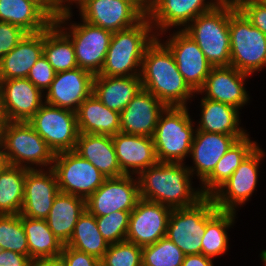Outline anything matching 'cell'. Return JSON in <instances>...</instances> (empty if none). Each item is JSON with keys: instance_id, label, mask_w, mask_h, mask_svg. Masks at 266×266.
Wrapping results in <instances>:
<instances>
[{"instance_id": "obj_1", "label": "cell", "mask_w": 266, "mask_h": 266, "mask_svg": "<svg viewBox=\"0 0 266 266\" xmlns=\"http://www.w3.org/2000/svg\"><path fill=\"white\" fill-rule=\"evenodd\" d=\"M161 42L156 36L145 49L140 73L142 88L167 107H187L195 92L178 71L170 49Z\"/></svg>"}, {"instance_id": "obj_2", "label": "cell", "mask_w": 266, "mask_h": 266, "mask_svg": "<svg viewBox=\"0 0 266 266\" xmlns=\"http://www.w3.org/2000/svg\"><path fill=\"white\" fill-rule=\"evenodd\" d=\"M192 177L184 163L158 162L137 176L140 197L171 209L193 206L204 196L193 188Z\"/></svg>"}, {"instance_id": "obj_3", "label": "cell", "mask_w": 266, "mask_h": 266, "mask_svg": "<svg viewBox=\"0 0 266 266\" xmlns=\"http://www.w3.org/2000/svg\"><path fill=\"white\" fill-rule=\"evenodd\" d=\"M155 37L148 17H144L133 27L113 33L99 75H140L145 49Z\"/></svg>"}, {"instance_id": "obj_4", "label": "cell", "mask_w": 266, "mask_h": 266, "mask_svg": "<svg viewBox=\"0 0 266 266\" xmlns=\"http://www.w3.org/2000/svg\"><path fill=\"white\" fill-rule=\"evenodd\" d=\"M0 143L8 165L27 169L52 168L55 153L28 122L3 121Z\"/></svg>"}, {"instance_id": "obj_5", "label": "cell", "mask_w": 266, "mask_h": 266, "mask_svg": "<svg viewBox=\"0 0 266 266\" xmlns=\"http://www.w3.org/2000/svg\"><path fill=\"white\" fill-rule=\"evenodd\" d=\"M70 8L61 9L54 18V23L71 39L78 67L91 74L99 75L103 68L107 51L112 38V32L87 23H72ZM69 23V25H68ZM68 27H65V26ZM68 30V31H67Z\"/></svg>"}, {"instance_id": "obj_6", "label": "cell", "mask_w": 266, "mask_h": 266, "mask_svg": "<svg viewBox=\"0 0 266 266\" xmlns=\"http://www.w3.org/2000/svg\"><path fill=\"white\" fill-rule=\"evenodd\" d=\"M187 107H166L153 135L158 162L184 163L190 156L195 134Z\"/></svg>"}, {"instance_id": "obj_7", "label": "cell", "mask_w": 266, "mask_h": 266, "mask_svg": "<svg viewBox=\"0 0 266 266\" xmlns=\"http://www.w3.org/2000/svg\"><path fill=\"white\" fill-rule=\"evenodd\" d=\"M230 66L252 75L266 66V35L229 8Z\"/></svg>"}, {"instance_id": "obj_8", "label": "cell", "mask_w": 266, "mask_h": 266, "mask_svg": "<svg viewBox=\"0 0 266 266\" xmlns=\"http://www.w3.org/2000/svg\"><path fill=\"white\" fill-rule=\"evenodd\" d=\"M183 31L198 44L213 67L230 66L229 8L215 6L197 16Z\"/></svg>"}, {"instance_id": "obj_9", "label": "cell", "mask_w": 266, "mask_h": 266, "mask_svg": "<svg viewBox=\"0 0 266 266\" xmlns=\"http://www.w3.org/2000/svg\"><path fill=\"white\" fill-rule=\"evenodd\" d=\"M218 210L213 199L208 196L193 206L172 209L166 237L185 255L201 254L206 223Z\"/></svg>"}, {"instance_id": "obj_10", "label": "cell", "mask_w": 266, "mask_h": 266, "mask_svg": "<svg viewBox=\"0 0 266 266\" xmlns=\"http://www.w3.org/2000/svg\"><path fill=\"white\" fill-rule=\"evenodd\" d=\"M52 169L56 175L60 192L79 196L85 200L107 178L91 162L83 159L75 151L56 153Z\"/></svg>"}, {"instance_id": "obj_11", "label": "cell", "mask_w": 266, "mask_h": 266, "mask_svg": "<svg viewBox=\"0 0 266 266\" xmlns=\"http://www.w3.org/2000/svg\"><path fill=\"white\" fill-rule=\"evenodd\" d=\"M28 123L55 154L75 150L79 136L76 112L44 103Z\"/></svg>"}, {"instance_id": "obj_12", "label": "cell", "mask_w": 266, "mask_h": 266, "mask_svg": "<svg viewBox=\"0 0 266 266\" xmlns=\"http://www.w3.org/2000/svg\"><path fill=\"white\" fill-rule=\"evenodd\" d=\"M263 157H265L264 150L257 146L230 178L210 196L220 211L236 212L238 205L242 206L250 199L256 190L259 164Z\"/></svg>"}, {"instance_id": "obj_13", "label": "cell", "mask_w": 266, "mask_h": 266, "mask_svg": "<svg viewBox=\"0 0 266 266\" xmlns=\"http://www.w3.org/2000/svg\"><path fill=\"white\" fill-rule=\"evenodd\" d=\"M140 199L137 176L110 177L86 199V209L100 217L116 211H132Z\"/></svg>"}, {"instance_id": "obj_14", "label": "cell", "mask_w": 266, "mask_h": 266, "mask_svg": "<svg viewBox=\"0 0 266 266\" xmlns=\"http://www.w3.org/2000/svg\"><path fill=\"white\" fill-rule=\"evenodd\" d=\"M28 78L0 80L3 121L28 122L45 103V95Z\"/></svg>"}, {"instance_id": "obj_15", "label": "cell", "mask_w": 266, "mask_h": 266, "mask_svg": "<svg viewBox=\"0 0 266 266\" xmlns=\"http://www.w3.org/2000/svg\"><path fill=\"white\" fill-rule=\"evenodd\" d=\"M80 18L112 33L138 24L144 16L125 0H75Z\"/></svg>"}, {"instance_id": "obj_16", "label": "cell", "mask_w": 266, "mask_h": 266, "mask_svg": "<svg viewBox=\"0 0 266 266\" xmlns=\"http://www.w3.org/2000/svg\"><path fill=\"white\" fill-rule=\"evenodd\" d=\"M174 56L178 71L196 93L204 85L213 65L206 59L198 44L181 28L163 42Z\"/></svg>"}, {"instance_id": "obj_17", "label": "cell", "mask_w": 266, "mask_h": 266, "mask_svg": "<svg viewBox=\"0 0 266 266\" xmlns=\"http://www.w3.org/2000/svg\"><path fill=\"white\" fill-rule=\"evenodd\" d=\"M171 211L168 206L140 199L130 212L126 240L143 247L165 237Z\"/></svg>"}, {"instance_id": "obj_18", "label": "cell", "mask_w": 266, "mask_h": 266, "mask_svg": "<svg viewBox=\"0 0 266 266\" xmlns=\"http://www.w3.org/2000/svg\"><path fill=\"white\" fill-rule=\"evenodd\" d=\"M93 80V74L79 67L57 72L50 88L44 93V102L76 112L93 93Z\"/></svg>"}, {"instance_id": "obj_19", "label": "cell", "mask_w": 266, "mask_h": 266, "mask_svg": "<svg viewBox=\"0 0 266 266\" xmlns=\"http://www.w3.org/2000/svg\"><path fill=\"white\" fill-rule=\"evenodd\" d=\"M215 7L213 0H153L148 19L157 37L176 26L182 30L197 16ZM180 26V27H179ZM159 30V31H158Z\"/></svg>"}, {"instance_id": "obj_20", "label": "cell", "mask_w": 266, "mask_h": 266, "mask_svg": "<svg viewBox=\"0 0 266 266\" xmlns=\"http://www.w3.org/2000/svg\"><path fill=\"white\" fill-rule=\"evenodd\" d=\"M59 192L57 178L52 168L28 169L20 215L33 219H46Z\"/></svg>"}, {"instance_id": "obj_21", "label": "cell", "mask_w": 266, "mask_h": 266, "mask_svg": "<svg viewBox=\"0 0 266 266\" xmlns=\"http://www.w3.org/2000/svg\"><path fill=\"white\" fill-rule=\"evenodd\" d=\"M247 77L250 75L232 66L213 67L203 87L195 94H204L203 98L229 104L240 110L250 100L244 86Z\"/></svg>"}, {"instance_id": "obj_22", "label": "cell", "mask_w": 266, "mask_h": 266, "mask_svg": "<svg viewBox=\"0 0 266 266\" xmlns=\"http://www.w3.org/2000/svg\"><path fill=\"white\" fill-rule=\"evenodd\" d=\"M167 106L141 88L120 113V131L153 137L161 113Z\"/></svg>"}, {"instance_id": "obj_23", "label": "cell", "mask_w": 266, "mask_h": 266, "mask_svg": "<svg viewBox=\"0 0 266 266\" xmlns=\"http://www.w3.org/2000/svg\"><path fill=\"white\" fill-rule=\"evenodd\" d=\"M245 136L195 131L190 153L195 166H188L191 175L196 174L202 183L229 148Z\"/></svg>"}, {"instance_id": "obj_24", "label": "cell", "mask_w": 266, "mask_h": 266, "mask_svg": "<svg viewBox=\"0 0 266 266\" xmlns=\"http://www.w3.org/2000/svg\"><path fill=\"white\" fill-rule=\"evenodd\" d=\"M115 153L124 175H139L158 163L153 137L118 132L112 136Z\"/></svg>"}, {"instance_id": "obj_25", "label": "cell", "mask_w": 266, "mask_h": 266, "mask_svg": "<svg viewBox=\"0 0 266 266\" xmlns=\"http://www.w3.org/2000/svg\"><path fill=\"white\" fill-rule=\"evenodd\" d=\"M55 14L41 0H0V21L21 27L27 33L46 30Z\"/></svg>"}, {"instance_id": "obj_26", "label": "cell", "mask_w": 266, "mask_h": 266, "mask_svg": "<svg viewBox=\"0 0 266 266\" xmlns=\"http://www.w3.org/2000/svg\"><path fill=\"white\" fill-rule=\"evenodd\" d=\"M74 151L91 162L107 178L124 175L110 135L79 133Z\"/></svg>"}, {"instance_id": "obj_27", "label": "cell", "mask_w": 266, "mask_h": 266, "mask_svg": "<svg viewBox=\"0 0 266 266\" xmlns=\"http://www.w3.org/2000/svg\"><path fill=\"white\" fill-rule=\"evenodd\" d=\"M43 54V31L27 33L0 61V80L27 78L30 68Z\"/></svg>"}, {"instance_id": "obj_28", "label": "cell", "mask_w": 266, "mask_h": 266, "mask_svg": "<svg viewBox=\"0 0 266 266\" xmlns=\"http://www.w3.org/2000/svg\"><path fill=\"white\" fill-rule=\"evenodd\" d=\"M141 88L140 75H95L93 80V93L106 107L118 113H121Z\"/></svg>"}, {"instance_id": "obj_29", "label": "cell", "mask_w": 266, "mask_h": 266, "mask_svg": "<svg viewBox=\"0 0 266 266\" xmlns=\"http://www.w3.org/2000/svg\"><path fill=\"white\" fill-rule=\"evenodd\" d=\"M79 133L113 136L120 132V113L106 107L92 93L76 111Z\"/></svg>"}, {"instance_id": "obj_30", "label": "cell", "mask_w": 266, "mask_h": 266, "mask_svg": "<svg viewBox=\"0 0 266 266\" xmlns=\"http://www.w3.org/2000/svg\"><path fill=\"white\" fill-rule=\"evenodd\" d=\"M86 210V200L72 194L59 192L46 218L48 227L66 245L71 238L78 218Z\"/></svg>"}, {"instance_id": "obj_31", "label": "cell", "mask_w": 266, "mask_h": 266, "mask_svg": "<svg viewBox=\"0 0 266 266\" xmlns=\"http://www.w3.org/2000/svg\"><path fill=\"white\" fill-rule=\"evenodd\" d=\"M201 117L196 131L227 135H248L239 121V109L229 104L201 98Z\"/></svg>"}, {"instance_id": "obj_32", "label": "cell", "mask_w": 266, "mask_h": 266, "mask_svg": "<svg viewBox=\"0 0 266 266\" xmlns=\"http://www.w3.org/2000/svg\"><path fill=\"white\" fill-rule=\"evenodd\" d=\"M257 146V142L252 141L249 134L237 140L218 161L213 172L200 184L202 195L210 197Z\"/></svg>"}, {"instance_id": "obj_33", "label": "cell", "mask_w": 266, "mask_h": 266, "mask_svg": "<svg viewBox=\"0 0 266 266\" xmlns=\"http://www.w3.org/2000/svg\"><path fill=\"white\" fill-rule=\"evenodd\" d=\"M22 224L27 237L28 256L31 259L55 258L61 255L64 244L50 230L46 219L22 216Z\"/></svg>"}, {"instance_id": "obj_34", "label": "cell", "mask_w": 266, "mask_h": 266, "mask_svg": "<svg viewBox=\"0 0 266 266\" xmlns=\"http://www.w3.org/2000/svg\"><path fill=\"white\" fill-rule=\"evenodd\" d=\"M43 55L56 73L78 67L71 39L54 22L43 31Z\"/></svg>"}, {"instance_id": "obj_35", "label": "cell", "mask_w": 266, "mask_h": 266, "mask_svg": "<svg viewBox=\"0 0 266 266\" xmlns=\"http://www.w3.org/2000/svg\"><path fill=\"white\" fill-rule=\"evenodd\" d=\"M66 246L83 251L101 260L108 250L109 244L101 235L95 216L86 209L78 218L73 234Z\"/></svg>"}, {"instance_id": "obj_36", "label": "cell", "mask_w": 266, "mask_h": 266, "mask_svg": "<svg viewBox=\"0 0 266 266\" xmlns=\"http://www.w3.org/2000/svg\"><path fill=\"white\" fill-rule=\"evenodd\" d=\"M27 168L7 165L0 173V214H20Z\"/></svg>"}, {"instance_id": "obj_37", "label": "cell", "mask_w": 266, "mask_h": 266, "mask_svg": "<svg viewBox=\"0 0 266 266\" xmlns=\"http://www.w3.org/2000/svg\"><path fill=\"white\" fill-rule=\"evenodd\" d=\"M236 212L218 210L206 223L201 254L213 259L229 249L228 228L234 225Z\"/></svg>"}, {"instance_id": "obj_38", "label": "cell", "mask_w": 266, "mask_h": 266, "mask_svg": "<svg viewBox=\"0 0 266 266\" xmlns=\"http://www.w3.org/2000/svg\"><path fill=\"white\" fill-rule=\"evenodd\" d=\"M185 254L166 236L142 247V266H181Z\"/></svg>"}, {"instance_id": "obj_39", "label": "cell", "mask_w": 266, "mask_h": 266, "mask_svg": "<svg viewBox=\"0 0 266 266\" xmlns=\"http://www.w3.org/2000/svg\"><path fill=\"white\" fill-rule=\"evenodd\" d=\"M0 249L28 256V243L22 215L0 214Z\"/></svg>"}, {"instance_id": "obj_40", "label": "cell", "mask_w": 266, "mask_h": 266, "mask_svg": "<svg viewBox=\"0 0 266 266\" xmlns=\"http://www.w3.org/2000/svg\"><path fill=\"white\" fill-rule=\"evenodd\" d=\"M100 263L104 266H142V247L127 240L110 244Z\"/></svg>"}, {"instance_id": "obj_41", "label": "cell", "mask_w": 266, "mask_h": 266, "mask_svg": "<svg viewBox=\"0 0 266 266\" xmlns=\"http://www.w3.org/2000/svg\"><path fill=\"white\" fill-rule=\"evenodd\" d=\"M130 212L116 211L108 215L95 217L98 229L109 245L126 240Z\"/></svg>"}, {"instance_id": "obj_42", "label": "cell", "mask_w": 266, "mask_h": 266, "mask_svg": "<svg viewBox=\"0 0 266 266\" xmlns=\"http://www.w3.org/2000/svg\"><path fill=\"white\" fill-rule=\"evenodd\" d=\"M55 74L56 72L52 65L42 54L37 62L30 68L27 78L44 94V91L50 88Z\"/></svg>"}, {"instance_id": "obj_43", "label": "cell", "mask_w": 266, "mask_h": 266, "mask_svg": "<svg viewBox=\"0 0 266 266\" xmlns=\"http://www.w3.org/2000/svg\"><path fill=\"white\" fill-rule=\"evenodd\" d=\"M27 34L21 27L0 21V61Z\"/></svg>"}, {"instance_id": "obj_44", "label": "cell", "mask_w": 266, "mask_h": 266, "mask_svg": "<svg viewBox=\"0 0 266 266\" xmlns=\"http://www.w3.org/2000/svg\"><path fill=\"white\" fill-rule=\"evenodd\" d=\"M60 258L64 266H98L100 260L92 255L64 245Z\"/></svg>"}, {"instance_id": "obj_45", "label": "cell", "mask_w": 266, "mask_h": 266, "mask_svg": "<svg viewBox=\"0 0 266 266\" xmlns=\"http://www.w3.org/2000/svg\"><path fill=\"white\" fill-rule=\"evenodd\" d=\"M240 11L254 27L266 35V6L262 2L258 0L245 4Z\"/></svg>"}, {"instance_id": "obj_46", "label": "cell", "mask_w": 266, "mask_h": 266, "mask_svg": "<svg viewBox=\"0 0 266 266\" xmlns=\"http://www.w3.org/2000/svg\"><path fill=\"white\" fill-rule=\"evenodd\" d=\"M30 256L0 249V266H29Z\"/></svg>"}, {"instance_id": "obj_47", "label": "cell", "mask_w": 266, "mask_h": 266, "mask_svg": "<svg viewBox=\"0 0 266 266\" xmlns=\"http://www.w3.org/2000/svg\"><path fill=\"white\" fill-rule=\"evenodd\" d=\"M213 260L203 254L185 255L181 266H214Z\"/></svg>"}, {"instance_id": "obj_48", "label": "cell", "mask_w": 266, "mask_h": 266, "mask_svg": "<svg viewBox=\"0 0 266 266\" xmlns=\"http://www.w3.org/2000/svg\"><path fill=\"white\" fill-rule=\"evenodd\" d=\"M258 0H213L216 7L230 8L240 10L245 4Z\"/></svg>"}, {"instance_id": "obj_49", "label": "cell", "mask_w": 266, "mask_h": 266, "mask_svg": "<svg viewBox=\"0 0 266 266\" xmlns=\"http://www.w3.org/2000/svg\"><path fill=\"white\" fill-rule=\"evenodd\" d=\"M133 5L144 17H148L151 9L153 0H125Z\"/></svg>"}, {"instance_id": "obj_50", "label": "cell", "mask_w": 266, "mask_h": 266, "mask_svg": "<svg viewBox=\"0 0 266 266\" xmlns=\"http://www.w3.org/2000/svg\"><path fill=\"white\" fill-rule=\"evenodd\" d=\"M29 266H64L60 256L55 258L31 259Z\"/></svg>"}, {"instance_id": "obj_51", "label": "cell", "mask_w": 266, "mask_h": 266, "mask_svg": "<svg viewBox=\"0 0 266 266\" xmlns=\"http://www.w3.org/2000/svg\"><path fill=\"white\" fill-rule=\"evenodd\" d=\"M55 15L61 8L53 0H41Z\"/></svg>"}, {"instance_id": "obj_52", "label": "cell", "mask_w": 266, "mask_h": 266, "mask_svg": "<svg viewBox=\"0 0 266 266\" xmlns=\"http://www.w3.org/2000/svg\"><path fill=\"white\" fill-rule=\"evenodd\" d=\"M61 9L70 8L75 0H53ZM71 5V6H70Z\"/></svg>"}, {"instance_id": "obj_53", "label": "cell", "mask_w": 266, "mask_h": 266, "mask_svg": "<svg viewBox=\"0 0 266 266\" xmlns=\"http://www.w3.org/2000/svg\"><path fill=\"white\" fill-rule=\"evenodd\" d=\"M8 165L7 159L4 155L3 148L0 143V173L4 170V168Z\"/></svg>"}, {"instance_id": "obj_54", "label": "cell", "mask_w": 266, "mask_h": 266, "mask_svg": "<svg viewBox=\"0 0 266 266\" xmlns=\"http://www.w3.org/2000/svg\"><path fill=\"white\" fill-rule=\"evenodd\" d=\"M260 258L262 262H264V265L266 266V250H262V252L260 253Z\"/></svg>"}, {"instance_id": "obj_55", "label": "cell", "mask_w": 266, "mask_h": 266, "mask_svg": "<svg viewBox=\"0 0 266 266\" xmlns=\"http://www.w3.org/2000/svg\"><path fill=\"white\" fill-rule=\"evenodd\" d=\"M2 123H3V118H2L1 112H0V127L2 126Z\"/></svg>"}, {"instance_id": "obj_56", "label": "cell", "mask_w": 266, "mask_h": 266, "mask_svg": "<svg viewBox=\"0 0 266 266\" xmlns=\"http://www.w3.org/2000/svg\"><path fill=\"white\" fill-rule=\"evenodd\" d=\"M259 1L262 2L266 6V0H259Z\"/></svg>"}]
</instances>
